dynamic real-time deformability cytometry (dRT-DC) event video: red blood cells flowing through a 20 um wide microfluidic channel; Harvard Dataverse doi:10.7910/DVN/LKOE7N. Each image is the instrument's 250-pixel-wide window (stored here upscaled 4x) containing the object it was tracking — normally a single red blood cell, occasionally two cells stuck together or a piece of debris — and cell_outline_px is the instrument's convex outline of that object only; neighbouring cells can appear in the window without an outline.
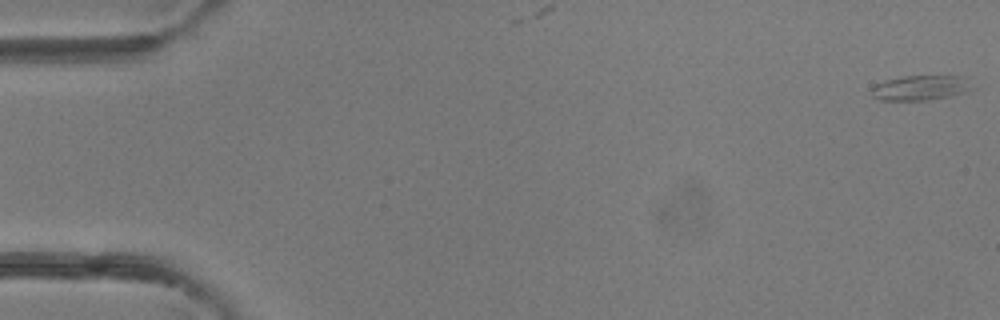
{"species": "common noctule bat (a hibernating species)", "species_latin": "Nyctalus noctula", "temperature_condition": "room temperature", "stored_images_in_passage": 6, "camera_frame_rate_fps": 3000, "um_per_image_px": 0.085, "animal": {"sex": "female"}, "frame": {"image": 1, "passage_image": 1, "time_ms": 0.0, "image_size_px": [1000, 320], "cell_outline_px": [[976, 88], [968, 92], [928, 100], [880, 100], [872, 96], [872, 88], [876, 84], [884, 80], [904, 76], [964, 76]], "centroid_in_image_um": [78.29, 7.46], "position_along_channel_um": 6.7, "area_um2": 14.74}}
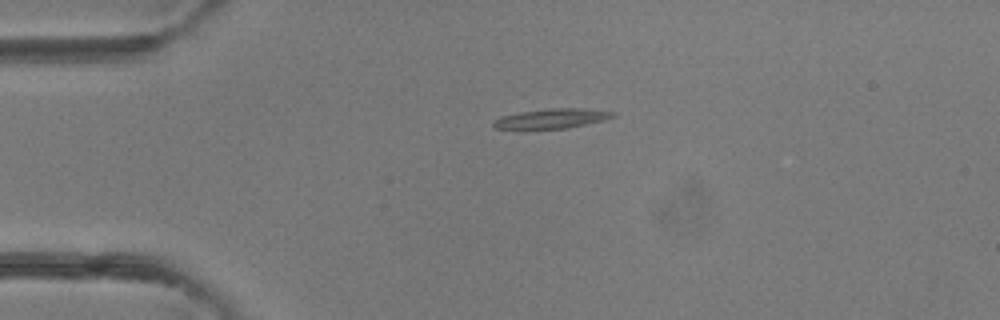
{"frame": {"image": 2, "passage_image": 4, "time_ms": 3.333, "image_size_px": [1000, 320], "cell_outline_px": [[616, 116], [604, 120], [568, 128], [524, 132], [520, 132], [496, 128], [492, 124], [492, 120], [500, 116], [520, 112], [552, 108], [580, 108], [616, 112]], "centroid_in_image_um": [46.77, 10.13], "position_along_channel_um": 38.2, "area_um2": 14.62}}
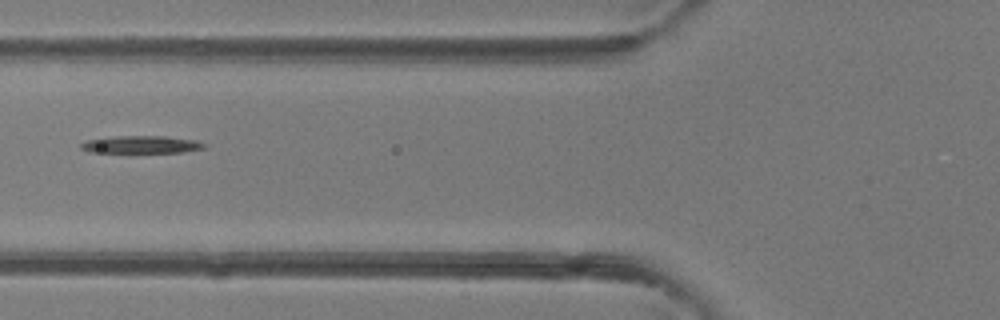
{"frame": {"image": 3, "passage_image": 6, "time_ms": 5.667, "image_size_px": [1000, 320], "cell_outline_px": [[208, 148], [184, 152], [128, 156], [88, 152], [80, 148], [80, 144], [84, 140], [116, 136], [164, 136], [196, 140], [208, 144]], "centroid_in_image_um": [11.98, 12.36], "position_along_channel_um": 113.8, "area_um2": 14.1}}